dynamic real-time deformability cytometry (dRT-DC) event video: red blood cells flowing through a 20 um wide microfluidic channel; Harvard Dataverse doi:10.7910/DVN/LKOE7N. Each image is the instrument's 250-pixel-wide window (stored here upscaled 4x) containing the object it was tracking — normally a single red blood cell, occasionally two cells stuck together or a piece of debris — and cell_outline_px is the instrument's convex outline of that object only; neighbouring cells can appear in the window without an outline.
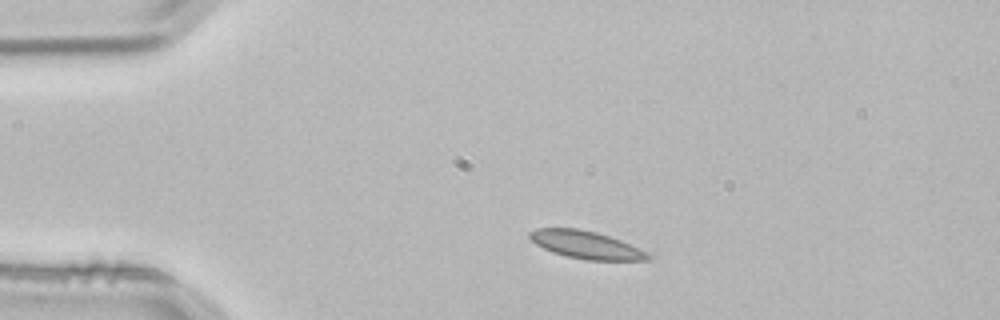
{"species": "common noctule bat (a hibernating species)", "species_latin": "Nyctalus noctula", "temperature_condition": "room temperature", "stored_images_in_passage": 4, "camera_frame_rate_fps": 3000, "um_per_image_px": 0.085, "animal": {"sex": "male", "body_mass_g": 21.5, "forearm_length_mm": 52.0}, "frame": {"image": 1, "passage_image": 4, "time_ms": 1.0, "image_size_px": [1000, 320], "cell_outline_px": [[652, 260], [584, 260], [552, 252], [536, 244], [528, 236], [528, 232], [536, 228], [580, 228], [596, 232], [620, 240], [648, 252], [652, 256]], "centroid_in_image_um": [49.82, 20.81], "position_along_channel_um": 35.2, "area_um2": 19.07}}